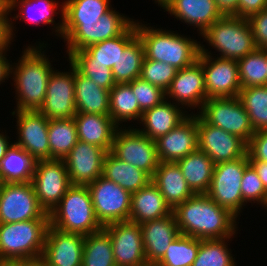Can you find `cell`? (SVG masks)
Masks as SVG:
<instances>
[{
    "label": "cell",
    "instance_id": "6da1fadb",
    "mask_svg": "<svg viewBox=\"0 0 267 266\" xmlns=\"http://www.w3.org/2000/svg\"><path fill=\"white\" fill-rule=\"evenodd\" d=\"M172 212L180 234L197 239L233 238L239 231L237 220L240 218L219 206L206 193L194 194Z\"/></svg>",
    "mask_w": 267,
    "mask_h": 266
},
{
    "label": "cell",
    "instance_id": "7a4b0ae2",
    "mask_svg": "<svg viewBox=\"0 0 267 266\" xmlns=\"http://www.w3.org/2000/svg\"><path fill=\"white\" fill-rule=\"evenodd\" d=\"M41 42L36 41L34 46L28 44L18 62L10 63V78L14 82L17 104L14 111L39 110L44 103L48 79L54 66L45 53L48 44Z\"/></svg>",
    "mask_w": 267,
    "mask_h": 266
},
{
    "label": "cell",
    "instance_id": "3957f363",
    "mask_svg": "<svg viewBox=\"0 0 267 266\" xmlns=\"http://www.w3.org/2000/svg\"><path fill=\"white\" fill-rule=\"evenodd\" d=\"M164 29L136 20L137 35L142 40L147 59L170 64L178 70L198 60L200 42L197 39Z\"/></svg>",
    "mask_w": 267,
    "mask_h": 266
},
{
    "label": "cell",
    "instance_id": "277c9868",
    "mask_svg": "<svg viewBox=\"0 0 267 266\" xmlns=\"http://www.w3.org/2000/svg\"><path fill=\"white\" fill-rule=\"evenodd\" d=\"M49 222L60 231L84 236L103 228L95 216L87 185H72L49 214Z\"/></svg>",
    "mask_w": 267,
    "mask_h": 266
},
{
    "label": "cell",
    "instance_id": "5b68a950",
    "mask_svg": "<svg viewBox=\"0 0 267 266\" xmlns=\"http://www.w3.org/2000/svg\"><path fill=\"white\" fill-rule=\"evenodd\" d=\"M49 225V219L0 224V260L41 258Z\"/></svg>",
    "mask_w": 267,
    "mask_h": 266
},
{
    "label": "cell",
    "instance_id": "8992f818",
    "mask_svg": "<svg viewBox=\"0 0 267 266\" xmlns=\"http://www.w3.org/2000/svg\"><path fill=\"white\" fill-rule=\"evenodd\" d=\"M201 37L221 58L238 61L257 49L248 20L235 16H223Z\"/></svg>",
    "mask_w": 267,
    "mask_h": 266
},
{
    "label": "cell",
    "instance_id": "52a82bcc",
    "mask_svg": "<svg viewBox=\"0 0 267 266\" xmlns=\"http://www.w3.org/2000/svg\"><path fill=\"white\" fill-rule=\"evenodd\" d=\"M249 164L248 154L234 161L215 164L211 185L206 193L237 218L240 217L242 209L246 208L241 194V182L245 168Z\"/></svg>",
    "mask_w": 267,
    "mask_h": 266
},
{
    "label": "cell",
    "instance_id": "ba28073f",
    "mask_svg": "<svg viewBox=\"0 0 267 266\" xmlns=\"http://www.w3.org/2000/svg\"><path fill=\"white\" fill-rule=\"evenodd\" d=\"M135 19L116 11L113 7L103 14L95 25L63 26L61 39L69 56L72 52L83 50L90 45L121 35Z\"/></svg>",
    "mask_w": 267,
    "mask_h": 266
},
{
    "label": "cell",
    "instance_id": "9c48e42d",
    "mask_svg": "<svg viewBox=\"0 0 267 266\" xmlns=\"http://www.w3.org/2000/svg\"><path fill=\"white\" fill-rule=\"evenodd\" d=\"M131 126L119 127L110 152L152 178L159 164L155 140L141 133L137 127Z\"/></svg>",
    "mask_w": 267,
    "mask_h": 266
},
{
    "label": "cell",
    "instance_id": "30bf717a",
    "mask_svg": "<svg viewBox=\"0 0 267 266\" xmlns=\"http://www.w3.org/2000/svg\"><path fill=\"white\" fill-rule=\"evenodd\" d=\"M200 43L198 60L204 70L205 90L208 98L237 97L241 90L238 62L212 55Z\"/></svg>",
    "mask_w": 267,
    "mask_h": 266
},
{
    "label": "cell",
    "instance_id": "8fae6325",
    "mask_svg": "<svg viewBox=\"0 0 267 266\" xmlns=\"http://www.w3.org/2000/svg\"><path fill=\"white\" fill-rule=\"evenodd\" d=\"M198 114L208 124L234 134L246 143L255 134L238 97L208 98Z\"/></svg>",
    "mask_w": 267,
    "mask_h": 266
},
{
    "label": "cell",
    "instance_id": "7c38bea8",
    "mask_svg": "<svg viewBox=\"0 0 267 266\" xmlns=\"http://www.w3.org/2000/svg\"><path fill=\"white\" fill-rule=\"evenodd\" d=\"M94 212L102 226L129 220L131 193L103 176L87 184Z\"/></svg>",
    "mask_w": 267,
    "mask_h": 266
},
{
    "label": "cell",
    "instance_id": "4fadbf2b",
    "mask_svg": "<svg viewBox=\"0 0 267 266\" xmlns=\"http://www.w3.org/2000/svg\"><path fill=\"white\" fill-rule=\"evenodd\" d=\"M31 219H49L32 183H4L0 188V224Z\"/></svg>",
    "mask_w": 267,
    "mask_h": 266
},
{
    "label": "cell",
    "instance_id": "5bb4252c",
    "mask_svg": "<svg viewBox=\"0 0 267 266\" xmlns=\"http://www.w3.org/2000/svg\"><path fill=\"white\" fill-rule=\"evenodd\" d=\"M31 183L40 206L48 214L72 186L64 160L57 159L38 160Z\"/></svg>",
    "mask_w": 267,
    "mask_h": 266
},
{
    "label": "cell",
    "instance_id": "9a60e30c",
    "mask_svg": "<svg viewBox=\"0 0 267 266\" xmlns=\"http://www.w3.org/2000/svg\"><path fill=\"white\" fill-rule=\"evenodd\" d=\"M69 62V71L53 69L48 79L46 97L39 111L51 119L73 118L76 114L75 104V66Z\"/></svg>",
    "mask_w": 267,
    "mask_h": 266
},
{
    "label": "cell",
    "instance_id": "2e32d148",
    "mask_svg": "<svg viewBox=\"0 0 267 266\" xmlns=\"http://www.w3.org/2000/svg\"><path fill=\"white\" fill-rule=\"evenodd\" d=\"M198 149L214 164L234 161L247 154V143L240 137L208 124L197 114Z\"/></svg>",
    "mask_w": 267,
    "mask_h": 266
},
{
    "label": "cell",
    "instance_id": "e0dca14e",
    "mask_svg": "<svg viewBox=\"0 0 267 266\" xmlns=\"http://www.w3.org/2000/svg\"><path fill=\"white\" fill-rule=\"evenodd\" d=\"M15 115L17 137L14 143L28 153L37 161L51 159L48 123L49 120L39 110L12 111Z\"/></svg>",
    "mask_w": 267,
    "mask_h": 266
},
{
    "label": "cell",
    "instance_id": "ac0fdd59",
    "mask_svg": "<svg viewBox=\"0 0 267 266\" xmlns=\"http://www.w3.org/2000/svg\"><path fill=\"white\" fill-rule=\"evenodd\" d=\"M103 228L110 236L116 266H148L140 224L128 220Z\"/></svg>",
    "mask_w": 267,
    "mask_h": 266
},
{
    "label": "cell",
    "instance_id": "d6986e66",
    "mask_svg": "<svg viewBox=\"0 0 267 266\" xmlns=\"http://www.w3.org/2000/svg\"><path fill=\"white\" fill-rule=\"evenodd\" d=\"M165 99L173 100L172 102L182 106L183 110L189 108L190 112L197 108V114L201 111L204 102L207 100V95L204 70L199 60H196L190 66L177 70L176 76L165 92Z\"/></svg>",
    "mask_w": 267,
    "mask_h": 266
},
{
    "label": "cell",
    "instance_id": "ffe728a7",
    "mask_svg": "<svg viewBox=\"0 0 267 266\" xmlns=\"http://www.w3.org/2000/svg\"><path fill=\"white\" fill-rule=\"evenodd\" d=\"M106 154L103 148L78 140L64 158L71 184L87 185L102 176Z\"/></svg>",
    "mask_w": 267,
    "mask_h": 266
},
{
    "label": "cell",
    "instance_id": "44dd1931",
    "mask_svg": "<svg viewBox=\"0 0 267 266\" xmlns=\"http://www.w3.org/2000/svg\"><path fill=\"white\" fill-rule=\"evenodd\" d=\"M159 162H177L198 149L197 113L155 140Z\"/></svg>",
    "mask_w": 267,
    "mask_h": 266
},
{
    "label": "cell",
    "instance_id": "7402d4cb",
    "mask_svg": "<svg viewBox=\"0 0 267 266\" xmlns=\"http://www.w3.org/2000/svg\"><path fill=\"white\" fill-rule=\"evenodd\" d=\"M59 1L55 0H7V8L11 13L12 11H18V13L10 17V28H11V35L14 39L15 31L16 29L14 27V21L19 20L24 21L26 23H32V25H35L36 27H39L38 25L44 24L46 25H52V33H56L55 35L61 37L63 32V2H61V5ZM60 7V10L59 8ZM59 10V11H58ZM58 11V12H57ZM61 12V14H60ZM59 13L61 20L56 23L54 16H57ZM12 18V19H11Z\"/></svg>",
    "mask_w": 267,
    "mask_h": 266
},
{
    "label": "cell",
    "instance_id": "603a6c76",
    "mask_svg": "<svg viewBox=\"0 0 267 266\" xmlns=\"http://www.w3.org/2000/svg\"><path fill=\"white\" fill-rule=\"evenodd\" d=\"M85 236L67 233L49 225L42 259L47 266H82Z\"/></svg>",
    "mask_w": 267,
    "mask_h": 266
},
{
    "label": "cell",
    "instance_id": "cb8c5ba5",
    "mask_svg": "<svg viewBox=\"0 0 267 266\" xmlns=\"http://www.w3.org/2000/svg\"><path fill=\"white\" fill-rule=\"evenodd\" d=\"M160 8L194 30L197 28L199 36L223 17L215 0H168Z\"/></svg>",
    "mask_w": 267,
    "mask_h": 266
},
{
    "label": "cell",
    "instance_id": "d4e9b609",
    "mask_svg": "<svg viewBox=\"0 0 267 266\" xmlns=\"http://www.w3.org/2000/svg\"><path fill=\"white\" fill-rule=\"evenodd\" d=\"M140 227L146 261L148 265H155L180 235L176 218L172 212L168 216L140 224Z\"/></svg>",
    "mask_w": 267,
    "mask_h": 266
},
{
    "label": "cell",
    "instance_id": "484cf974",
    "mask_svg": "<svg viewBox=\"0 0 267 266\" xmlns=\"http://www.w3.org/2000/svg\"><path fill=\"white\" fill-rule=\"evenodd\" d=\"M182 109L181 106L165 99L159 105L143 112L140 124H138L141 128L139 126L137 129L150 139L156 140L177 127L190 114H193V111L189 113L186 109Z\"/></svg>",
    "mask_w": 267,
    "mask_h": 266
},
{
    "label": "cell",
    "instance_id": "4316f807",
    "mask_svg": "<svg viewBox=\"0 0 267 266\" xmlns=\"http://www.w3.org/2000/svg\"><path fill=\"white\" fill-rule=\"evenodd\" d=\"M73 118L79 141L97 145L107 152L111 151L114 136L119 126L110 115L77 113Z\"/></svg>",
    "mask_w": 267,
    "mask_h": 266
},
{
    "label": "cell",
    "instance_id": "83f0119b",
    "mask_svg": "<svg viewBox=\"0 0 267 266\" xmlns=\"http://www.w3.org/2000/svg\"><path fill=\"white\" fill-rule=\"evenodd\" d=\"M171 213L172 209L165 202L162 193L152 181L131 194L129 221L143 224L168 216Z\"/></svg>",
    "mask_w": 267,
    "mask_h": 266
},
{
    "label": "cell",
    "instance_id": "f1b7e54d",
    "mask_svg": "<svg viewBox=\"0 0 267 266\" xmlns=\"http://www.w3.org/2000/svg\"><path fill=\"white\" fill-rule=\"evenodd\" d=\"M151 181L172 210L195 194L188 186L180 167L173 162H159Z\"/></svg>",
    "mask_w": 267,
    "mask_h": 266
},
{
    "label": "cell",
    "instance_id": "f546056e",
    "mask_svg": "<svg viewBox=\"0 0 267 266\" xmlns=\"http://www.w3.org/2000/svg\"><path fill=\"white\" fill-rule=\"evenodd\" d=\"M109 90L95 84L75 68V104L77 113L109 115Z\"/></svg>",
    "mask_w": 267,
    "mask_h": 266
},
{
    "label": "cell",
    "instance_id": "4dcf8cb0",
    "mask_svg": "<svg viewBox=\"0 0 267 266\" xmlns=\"http://www.w3.org/2000/svg\"><path fill=\"white\" fill-rule=\"evenodd\" d=\"M175 163L195 194L208 192L215 164L206 153L197 149Z\"/></svg>",
    "mask_w": 267,
    "mask_h": 266
},
{
    "label": "cell",
    "instance_id": "1f68e13d",
    "mask_svg": "<svg viewBox=\"0 0 267 266\" xmlns=\"http://www.w3.org/2000/svg\"><path fill=\"white\" fill-rule=\"evenodd\" d=\"M37 160L14 142L0 161V176L4 183L32 182Z\"/></svg>",
    "mask_w": 267,
    "mask_h": 266
},
{
    "label": "cell",
    "instance_id": "d6a6232c",
    "mask_svg": "<svg viewBox=\"0 0 267 266\" xmlns=\"http://www.w3.org/2000/svg\"><path fill=\"white\" fill-rule=\"evenodd\" d=\"M102 176L120 185L131 194L152 180L146 172L120 160L111 152H107L104 158Z\"/></svg>",
    "mask_w": 267,
    "mask_h": 266
},
{
    "label": "cell",
    "instance_id": "836d02e7",
    "mask_svg": "<svg viewBox=\"0 0 267 266\" xmlns=\"http://www.w3.org/2000/svg\"><path fill=\"white\" fill-rule=\"evenodd\" d=\"M63 26H91L112 8L111 0H64Z\"/></svg>",
    "mask_w": 267,
    "mask_h": 266
},
{
    "label": "cell",
    "instance_id": "e575fe53",
    "mask_svg": "<svg viewBox=\"0 0 267 266\" xmlns=\"http://www.w3.org/2000/svg\"><path fill=\"white\" fill-rule=\"evenodd\" d=\"M137 36L136 20L119 36L95 43L80 50L92 63H100L112 69L120 52Z\"/></svg>",
    "mask_w": 267,
    "mask_h": 266
},
{
    "label": "cell",
    "instance_id": "d590c367",
    "mask_svg": "<svg viewBox=\"0 0 267 266\" xmlns=\"http://www.w3.org/2000/svg\"><path fill=\"white\" fill-rule=\"evenodd\" d=\"M109 99V115L119 127L127 126L128 121L134 123L137 120L140 122L143 112L140 110L135 94L128 83H116L109 91Z\"/></svg>",
    "mask_w": 267,
    "mask_h": 266
},
{
    "label": "cell",
    "instance_id": "8d00e7d4",
    "mask_svg": "<svg viewBox=\"0 0 267 266\" xmlns=\"http://www.w3.org/2000/svg\"><path fill=\"white\" fill-rule=\"evenodd\" d=\"M48 138L51 159L64 160L78 141L74 118L49 120Z\"/></svg>",
    "mask_w": 267,
    "mask_h": 266
},
{
    "label": "cell",
    "instance_id": "74e56055",
    "mask_svg": "<svg viewBox=\"0 0 267 266\" xmlns=\"http://www.w3.org/2000/svg\"><path fill=\"white\" fill-rule=\"evenodd\" d=\"M145 58V48L137 35L120 52L117 64L112 68V75L116 83H128L140 77L142 63Z\"/></svg>",
    "mask_w": 267,
    "mask_h": 266
},
{
    "label": "cell",
    "instance_id": "f35d334b",
    "mask_svg": "<svg viewBox=\"0 0 267 266\" xmlns=\"http://www.w3.org/2000/svg\"><path fill=\"white\" fill-rule=\"evenodd\" d=\"M82 266H116L112 242L104 228L85 236Z\"/></svg>",
    "mask_w": 267,
    "mask_h": 266
},
{
    "label": "cell",
    "instance_id": "ab89813d",
    "mask_svg": "<svg viewBox=\"0 0 267 266\" xmlns=\"http://www.w3.org/2000/svg\"><path fill=\"white\" fill-rule=\"evenodd\" d=\"M238 99L255 131L267 129V86L241 88Z\"/></svg>",
    "mask_w": 267,
    "mask_h": 266
},
{
    "label": "cell",
    "instance_id": "60d3db41",
    "mask_svg": "<svg viewBox=\"0 0 267 266\" xmlns=\"http://www.w3.org/2000/svg\"><path fill=\"white\" fill-rule=\"evenodd\" d=\"M232 238L199 239V250L192 266H236L231 248Z\"/></svg>",
    "mask_w": 267,
    "mask_h": 266
},
{
    "label": "cell",
    "instance_id": "b9f144b4",
    "mask_svg": "<svg viewBox=\"0 0 267 266\" xmlns=\"http://www.w3.org/2000/svg\"><path fill=\"white\" fill-rule=\"evenodd\" d=\"M199 250V239L180 234L155 266H192Z\"/></svg>",
    "mask_w": 267,
    "mask_h": 266
},
{
    "label": "cell",
    "instance_id": "7bdbcfd3",
    "mask_svg": "<svg viewBox=\"0 0 267 266\" xmlns=\"http://www.w3.org/2000/svg\"><path fill=\"white\" fill-rule=\"evenodd\" d=\"M237 62L242 88L267 86L265 49L257 48Z\"/></svg>",
    "mask_w": 267,
    "mask_h": 266
},
{
    "label": "cell",
    "instance_id": "ee69618b",
    "mask_svg": "<svg viewBox=\"0 0 267 266\" xmlns=\"http://www.w3.org/2000/svg\"><path fill=\"white\" fill-rule=\"evenodd\" d=\"M66 58L82 75L90 78L98 86L110 91L116 84L112 69L100 63H92L80 50L72 52Z\"/></svg>",
    "mask_w": 267,
    "mask_h": 266
},
{
    "label": "cell",
    "instance_id": "f6af8a7d",
    "mask_svg": "<svg viewBox=\"0 0 267 266\" xmlns=\"http://www.w3.org/2000/svg\"><path fill=\"white\" fill-rule=\"evenodd\" d=\"M177 70L170 64L149 60H143L140 78L152 85L160 87L164 92L169 88L171 81L176 76Z\"/></svg>",
    "mask_w": 267,
    "mask_h": 266
},
{
    "label": "cell",
    "instance_id": "bcb514c9",
    "mask_svg": "<svg viewBox=\"0 0 267 266\" xmlns=\"http://www.w3.org/2000/svg\"><path fill=\"white\" fill-rule=\"evenodd\" d=\"M241 194L245 204L252 203L262 205V208L267 206V191L264 188L254 167L249 164L243 173L241 182ZM253 201V202H252Z\"/></svg>",
    "mask_w": 267,
    "mask_h": 266
},
{
    "label": "cell",
    "instance_id": "7dc6e473",
    "mask_svg": "<svg viewBox=\"0 0 267 266\" xmlns=\"http://www.w3.org/2000/svg\"><path fill=\"white\" fill-rule=\"evenodd\" d=\"M128 84L131 86L142 112L159 105L165 100V92L160 87L152 85L140 77L128 82Z\"/></svg>",
    "mask_w": 267,
    "mask_h": 266
},
{
    "label": "cell",
    "instance_id": "c3c4849f",
    "mask_svg": "<svg viewBox=\"0 0 267 266\" xmlns=\"http://www.w3.org/2000/svg\"><path fill=\"white\" fill-rule=\"evenodd\" d=\"M258 49H267V8L248 19Z\"/></svg>",
    "mask_w": 267,
    "mask_h": 266
},
{
    "label": "cell",
    "instance_id": "681fc988",
    "mask_svg": "<svg viewBox=\"0 0 267 266\" xmlns=\"http://www.w3.org/2000/svg\"><path fill=\"white\" fill-rule=\"evenodd\" d=\"M249 161L267 162V129L255 131L247 143Z\"/></svg>",
    "mask_w": 267,
    "mask_h": 266
},
{
    "label": "cell",
    "instance_id": "f907efd6",
    "mask_svg": "<svg viewBox=\"0 0 267 266\" xmlns=\"http://www.w3.org/2000/svg\"><path fill=\"white\" fill-rule=\"evenodd\" d=\"M7 6L0 12V53L9 51L13 43L10 28V16Z\"/></svg>",
    "mask_w": 267,
    "mask_h": 266
},
{
    "label": "cell",
    "instance_id": "816d5d0a",
    "mask_svg": "<svg viewBox=\"0 0 267 266\" xmlns=\"http://www.w3.org/2000/svg\"><path fill=\"white\" fill-rule=\"evenodd\" d=\"M267 8V0H239L237 17L248 19Z\"/></svg>",
    "mask_w": 267,
    "mask_h": 266
},
{
    "label": "cell",
    "instance_id": "f5cc1de1",
    "mask_svg": "<svg viewBox=\"0 0 267 266\" xmlns=\"http://www.w3.org/2000/svg\"><path fill=\"white\" fill-rule=\"evenodd\" d=\"M215 2L223 16L237 17L239 0H215Z\"/></svg>",
    "mask_w": 267,
    "mask_h": 266
},
{
    "label": "cell",
    "instance_id": "db71d44e",
    "mask_svg": "<svg viewBox=\"0 0 267 266\" xmlns=\"http://www.w3.org/2000/svg\"><path fill=\"white\" fill-rule=\"evenodd\" d=\"M8 52L0 53V85L10 78V59H7Z\"/></svg>",
    "mask_w": 267,
    "mask_h": 266
},
{
    "label": "cell",
    "instance_id": "11a10c76",
    "mask_svg": "<svg viewBox=\"0 0 267 266\" xmlns=\"http://www.w3.org/2000/svg\"><path fill=\"white\" fill-rule=\"evenodd\" d=\"M256 170L264 188L267 191V162L264 161H249Z\"/></svg>",
    "mask_w": 267,
    "mask_h": 266
},
{
    "label": "cell",
    "instance_id": "9f6ffc18",
    "mask_svg": "<svg viewBox=\"0 0 267 266\" xmlns=\"http://www.w3.org/2000/svg\"><path fill=\"white\" fill-rule=\"evenodd\" d=\"M3 131L4 130H0V161L4 158L7 149L13 143L12 141H10L11 138H9V136L6 134V130L5 133Z\"/></svg>",
    "mask_w": 267,
    "mask_h": 266
},
{
    "label": "cell",
    "instance_id": "6f0895ef",
    "mask_svg": "<svg viewBox=\"0 0 267 266\" xmlns=\"http://www.w3.org/2000/svg\"><path fill=\"white\" fill-rule=\"evenodd\" d=\"M24 266H47L46 262L42 258L24 260Z\"/></svg>",
    "mask_w": 267,
    "mask_h": 266
},
{
    "label": "cell",
    "instance_id": "680465c9",
    "mask_svg": "<svg viewBox=\"0 0 267 266\" xmlns=\"http://www.w3.org/2000/svg\"><path fill=\"white\" fill-rule=\"evenodd\" d=\"M0 266H24V260H0Z\"/></svg>",
    "mask_w": 267,
    "mask_h": 266
},
{
    "label": "cell",
    "instance_id": "91938a15",
    "mask_svg": "<svg viewBox=\"0 0 267 266\" xmlns=\"http://www.w3.org/2000/svg\"><path fill=\"white\" fill-rule=\"evenodd\" d=\"M7 6V0H0V12Z\"/></svg>",
    "mask_w": 267,
    "mask_h": 266
},
{
    "label": "cell",
    "instance_id": "94428289",
    "mask_svg": "<svg viewBox=\"0 0 267 266\" xmlns=\"http://www.w3.org/2000/svg\"><path fill=\"white\" fill-rule=\"evenodd\" d=\"M155 4H158L157 6L161 7L165 2H167L168 0H153Z\"/></svg>",
    "mask_w": 267,
    "mask_h": 266
},
{
    "label": "cell",
    "instance_id": "6125c7cd",
    "mask_svg": "<svg viewBox=\"0 0 267 266\" xmlns=\"http://www.w3.org/2000/svg\"><path fill=\"white\" fill-rule=\"evenodd\" d=\"M265 59H266V66H267V49H265ZM266 72H267V67H266Z\"/></svg>",
    "mask_w": 267,
    "mask_h": 266
},
{
    "label": "cell",
    "instance_id": "be15d7a7",
    "mask_svg": "<svg viewBox=\"0 0 267 266\" xmlns=\"http://www.w3.org/2000/svg\"><path fill=\"white\" fill-rule=\"evenodd\" d=\"M4 184V182L2 181V178H1V176H0V188H1V186Z\"/></svg>",
    "mask_w": 267,
    "mask_h": 266
}]
</instances>
